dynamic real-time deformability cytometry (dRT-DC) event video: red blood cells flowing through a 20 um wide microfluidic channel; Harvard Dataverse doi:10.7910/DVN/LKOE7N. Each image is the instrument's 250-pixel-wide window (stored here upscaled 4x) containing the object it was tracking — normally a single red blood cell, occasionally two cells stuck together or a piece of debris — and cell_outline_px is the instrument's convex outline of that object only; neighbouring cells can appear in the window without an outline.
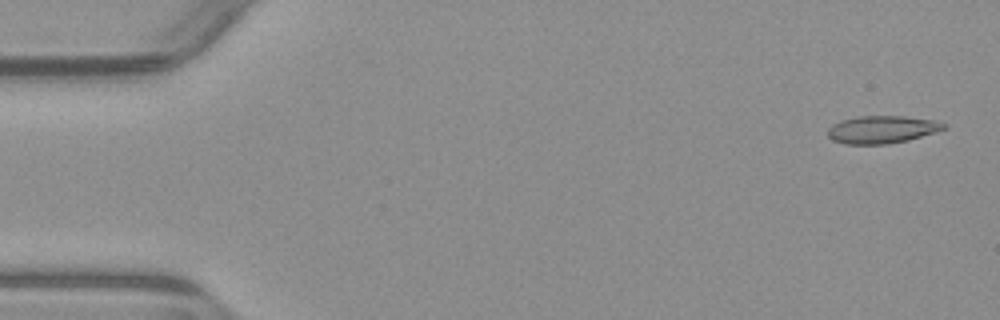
{"species": "common noctule bat (a hibernating species)", "species_latin": "Nyctalus noctula", "temperature_condition": "warm", "stored_images_in_passage": 53, "camera_frame_rate_fps": 3000, "um_per_image_px": 0.085, "animal": {"sex": "male", "body_mass_g": 23.1, "forearm_length_mm": 52.7}, "frame": {"image": 1, "passage_image": 2, "time_ms": 0.333, "image_size_px": [1000, 320], "cell_outline_px": [[948, 128], [936, 132], [908, 140], [888, 144], [844, 144], [832, 140], [828, 136], [828, 128], [832, 124], [840, 120], [856, 116], [904, 116], [932, 120], [948, 124]], "centroid_in_image_um": [74.96, 11.01], "position_along_channel_um": 10.0, "area_um2": 18.84}}
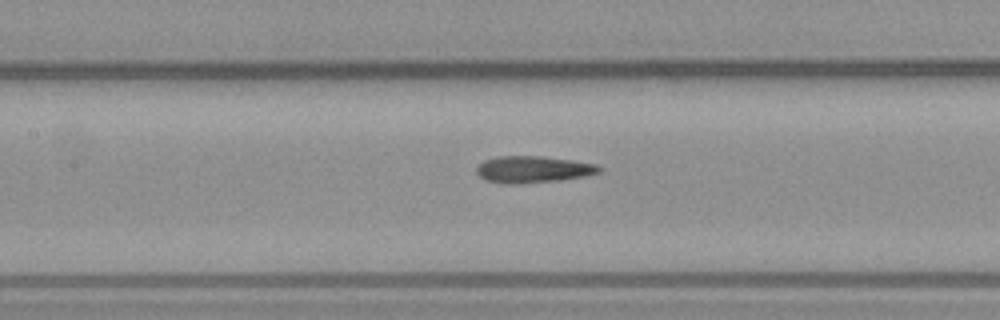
{"frame": {"image": 2, "passage_image": 24, "time_ms": 7.667, "image_size_px": [1000, 320], "cell_outline_px": [[604, 168], [600, 172], [584, 176], [560, 180], [520, 184], [508, 184], [488, 180], [480, 176], [476, 172], [476, 168], [484, 160], [496, 156], [540, 156], [572, 160], [596, 164]], "centroid_in_image_um": [45.33, 14.39], "position_along_channel_um": 162.1, "area_um2": 19.07}}
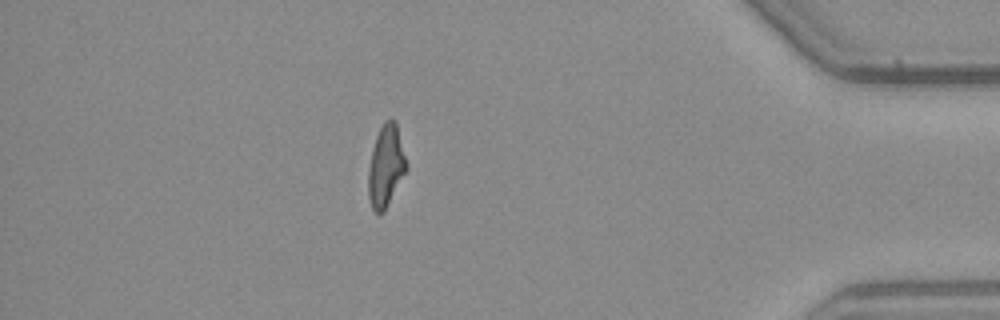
{"frame": {"image": 3, "passage_image": 46, "time_ms": 15.0, "image_size_px": [1000, 320], "cell_outline_px": [[408, 168], [384, 212], [376, 212], [372, 208], [368, 196], [368, 168], [372, 148], [376, 136], [384, 120], [392, 116], [396, 120], [408, 164]], "centroid_in_image_um": [32.81, 14.05], "position_along_channel_um": 402.4, "area_um2": 18.5}, "authors_computed_cell_mechanics": {"area_um2": 18.6694, "velocity_mm_per_s": 3.9085, "shape_relaxation_time_tau1_ms": 10.5893, "shape_relaxation_time_tau2_ms": 2.8967, "deformation_change_tau1": 0.2501, "deformation_change_tau2": 0.1343}}